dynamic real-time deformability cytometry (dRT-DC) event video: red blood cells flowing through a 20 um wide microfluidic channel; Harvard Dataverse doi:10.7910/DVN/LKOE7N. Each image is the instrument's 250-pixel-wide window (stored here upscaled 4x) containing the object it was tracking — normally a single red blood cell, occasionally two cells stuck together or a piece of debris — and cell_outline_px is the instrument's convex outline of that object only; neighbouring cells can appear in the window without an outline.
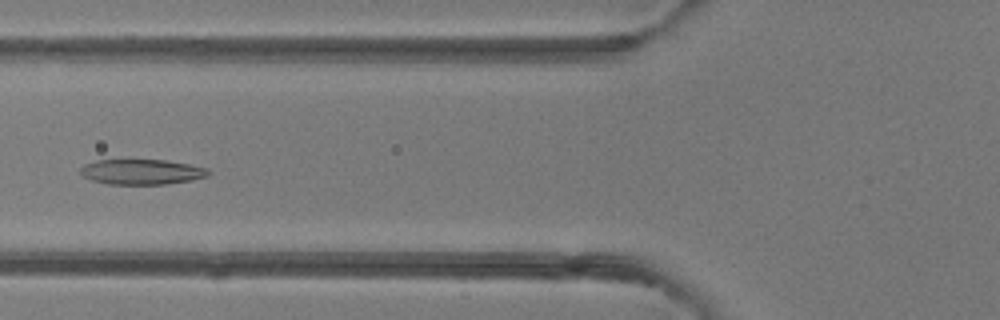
{"species": "common noctule bat (a hibernating species)", "species_latin": "Nyctalus noctula", "temperature_condition": "room temperature", "stored_images_in_passage": 50, "camera_frame_rate_fps": 3000, "um_per_image_px": 0.085, "animal": {"sex": "female"}, "frame": {"image": 1, "passage_image": 20, "time_ms": 6.333, "image_size_px": [1000, 320], "cell_outline_px": [[212, 172], [208, 176], [192, 180], [164, 184], [108, 184], [92, 180], [80, 176], [80, 168], [84, 164], [96, 160], [164, 160], [188, 164], [208, 168]], "centroid_in_image_um": [12.03, 14.61], "position_along_channel_um": 113.8, "area_um2": 18.9}}
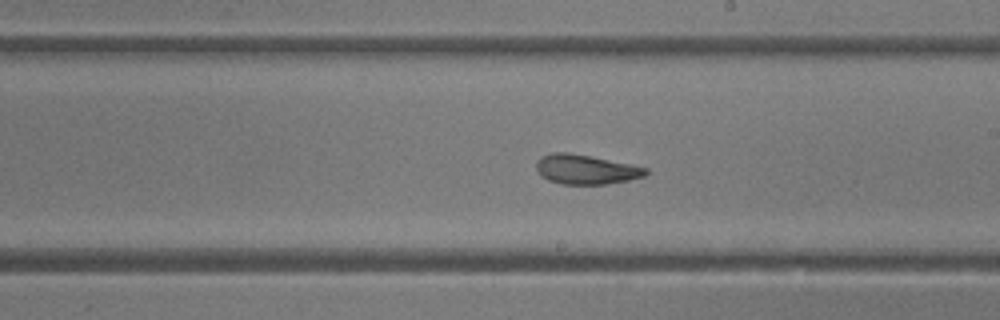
{"frame": {"image": 2, "passage_image": 29, "time_ms": 9.333, "image_size_px": [1000, 320], "cell_outline_px": [[648, 172], [644, 176], [628, 180], [604, 184], [564, 184], [548, 180], [540, 176], [536, 168], [536, 160], [540, 156], [552, 152], [568, 152], [648, 168]], "centroid_in_image_um": [49.73, 14.4], "position_along_channel_um": 239.3, "area_um2": 18.67}}
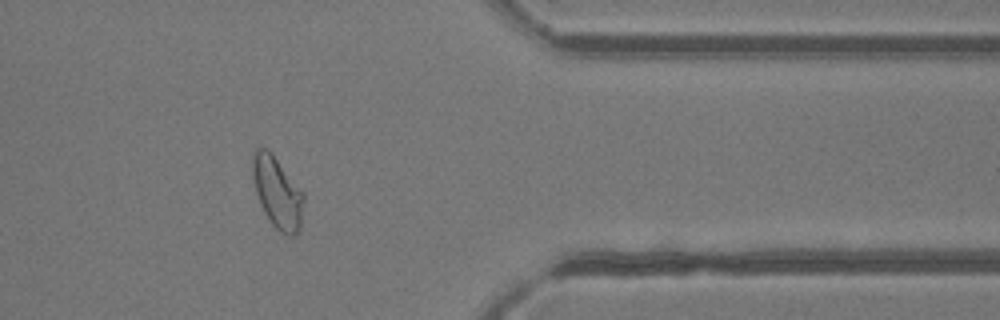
{"frame": {"image": 3, "passage_image": 41, "time_ms": 13.333, "image_size_px": [1000, 320], "cell_outline_px": [[304, 200], [300, 224], [296, 236], [292, 236], [280, 232], [272, 224], [264, 212], [260, 204], [256, 192], [252, 176], [252, 152], [256, 148], [264, 148], [276, 160], [304, 192]], "centroid_in_image_um": [23.56, 16.39], "position_along_channel_um": 387.8, "area_um2": 20.87}, "authors_computed_cell_mechanics": {"area_um2": 21.7906, "velocity_mm_per_s": 4.1739, "shape_relaxation_time_tau1_ms": 3.6909, "shape_relaxation_time_tau2_ms": 1.4395, "deformation_change_tau1": 0.1492, "deformation_change_tau2": 0.0901}}